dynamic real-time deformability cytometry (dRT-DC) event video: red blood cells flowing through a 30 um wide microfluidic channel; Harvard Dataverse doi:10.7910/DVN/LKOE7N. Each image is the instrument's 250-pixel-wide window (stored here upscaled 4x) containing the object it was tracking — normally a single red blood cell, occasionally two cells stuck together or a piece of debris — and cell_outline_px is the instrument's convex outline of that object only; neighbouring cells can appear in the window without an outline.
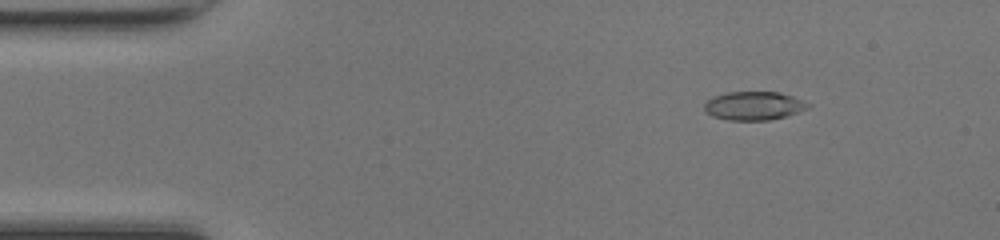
{"species": "common noctule bat (a hibernating species)", "species_latin": "Nyctalus noctula", "temperature_condition": "room temperature", "stored_images_in_passage": 48, "camera_frame_rate_fps": 3000, "um_per_image_px": 0.085, "animal": {"sex": "female", "body_mass_g": 17.0, "forearm_length_mm": 48.0}, "frame": {"image": 1, "passage_image": 7, "time_ms": 2.0, "image_size_px": [1000, 240], "cell_outline_px": [[812, 104], [808, 108], [788, 116], [768, 120], [728, 120], [712, 116], [704, 112], [704, 104], [712, 96], [728, 92], [780, 92], [792, 96]], "centroid_in_image_um": [64.07, 8.99], "position_along_channel_um": 20.9, "area_um2": 17.4}}
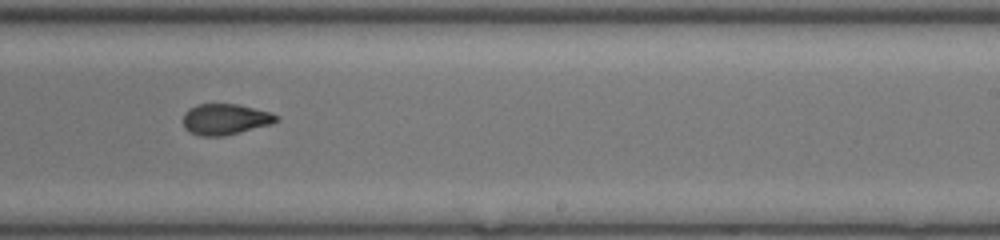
{"frame": {"image": 2, "passage_image": 30, "time_ms": 9.667, "image_size_px": [1000, 240], "cell_outline_px": [[280, 120], [272, 124], [224, 136], [200, 136], [188, 132], [184, 128], [184, 112], [188, 108], [196, 104], [236, 104], [272, 112], [280, 116]], "centroid_in_image_um": [19.16, 10.14], "position_along_channel_um": 269.8, "area_um2": 17.05}}
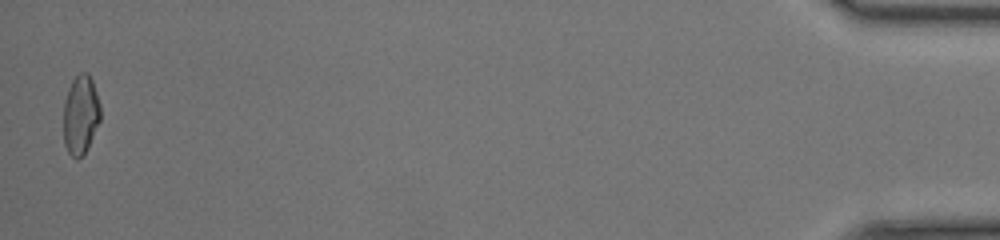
{"frame": {"image": 3, "passage_image": 48, "time_ms": 15.667, "image_size_px": [1000, 240], "cell_outline_px": [[100, 120], [88, 148], [76, 160], [68, 152], [64, 144], [64, 100], [68, 88], [72, 80], [80, 72], [88, 72], [92, 80], [100, 104]], "centroid_in_image_um": [6.85, 9.74], "position_along_channel_um": 428.4, "area_um2": 17.05}, "authors_computed_cell_mechanics": {"area_um2": 17.3689, "velocity_mm_per_s": 4.3379, "shape_relaxation_time_tau1_ms": null, "shape_relaxation_time_tau2_ms": 1.7789, "deformation_change_tau1": null, "deformation_change_tau2": 0.0696}}